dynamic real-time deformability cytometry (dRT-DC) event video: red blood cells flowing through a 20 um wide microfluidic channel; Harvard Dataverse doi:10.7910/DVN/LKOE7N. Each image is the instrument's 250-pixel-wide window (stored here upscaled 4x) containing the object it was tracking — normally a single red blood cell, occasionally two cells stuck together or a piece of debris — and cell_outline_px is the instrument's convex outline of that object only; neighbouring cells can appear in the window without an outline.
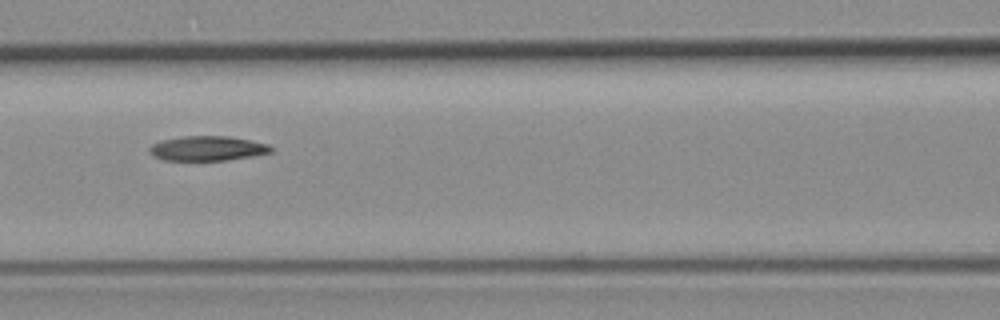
{"species": "common noctule bat (a hibernating species)", "species_latin": "Nyctalus noctula", "temperature_condition": "room temperature", "stored_images_in_passage": 18, "camera_frame_rate_fps": 3000, "um_per_image_px": 0.085, "animal": {"sex": "female", "body_mass_g": 19.3, "forearm_length_mm": 54.1}, "frame": {"image": 1, "passage_image": 9, "time_ms": 2.667, "image_size_px": [1000, 320], "cell_outline_px": [[276, 148], [272, 152], [252, 156], [224, 160], [164, 160], [148, 152], [148, 148], [152, 144], [160, 140], [184, 136], [228, 136], [268, 144]], "centroid_in_image_um": [17.64, 12.61], "position_along_channel_um": 149.0, "area_um2": 17.46}}
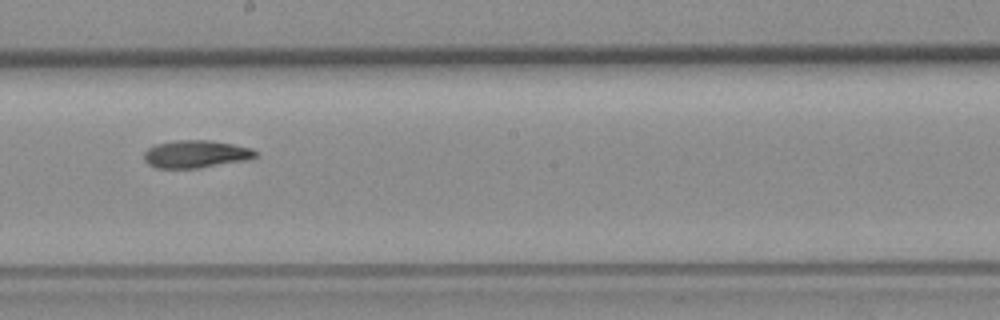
{"frame": {"image": 2, "passage_image": 11, "time_ms": 3.333, "image_size_px": [1000, 320], "cell_outline_px": [[256, 156], [248, 160], [196, 168], [156, 168], [148, 164], [144, 160], [144, 152], [148, 148], [156, 144], [176, 140], [208, 140], [232, 144], [252, 148], [256, 152]], "centroid_in_image_um": [16.62, 13.09], "position_along_channel_um": 231.6, "area_um2": 17.86}}
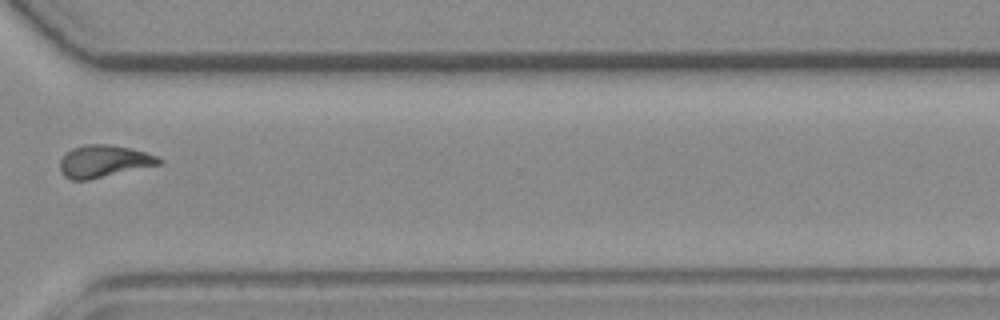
{"frame": {"image": 3, "passage_image": 14, "time_ms": 4.333, "image_size_px": [1000, 320], "cell_outline_px": [[160, 164], [88, 180], [72, 180], [64, 176], [60, 172], [60, 160], [64, 152], [72, 148], [84, 144], [108, 144], [128, 148], [160, 156]], "centroid_in_image_um": [8.76, 13.7], "position_along_channel_um": 361.8, "area_um2": 18.55}}